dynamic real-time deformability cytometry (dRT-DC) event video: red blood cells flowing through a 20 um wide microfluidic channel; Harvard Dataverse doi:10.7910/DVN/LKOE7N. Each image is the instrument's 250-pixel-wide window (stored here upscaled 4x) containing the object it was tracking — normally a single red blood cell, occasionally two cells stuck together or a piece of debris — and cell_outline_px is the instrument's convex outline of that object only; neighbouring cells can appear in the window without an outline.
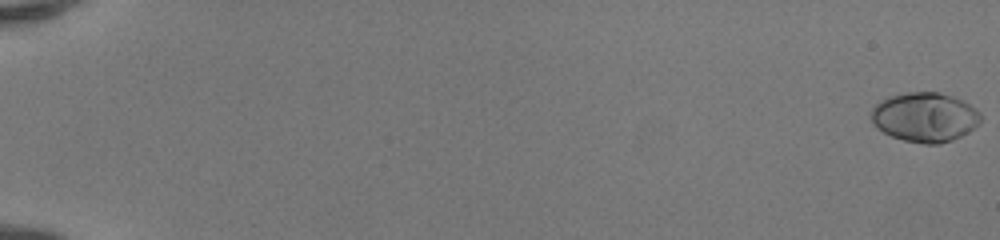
{"species": "human", "species_latin": "Homo sapiens", "temperature_condition": "room temperature", "stored_images_in_passage": 52, "camera_frame_rate_fps": 3000, "um_per_image_px": 0.085, "donor": {"sex": "female"}, "frame": {"image": 1, "passage_image": 1, "time_ms": 0.0, "image_size_px": [1000, 240], "cell_outline_px": [[980, 124], [968, 132], [952, 140], [940, 144], [924, 144], [904, 140], [892, 136], [876, 128], [872, 124], [872, 108], [880, 100], [888, 96], [908, 92], [940, 92], [952, 96], [976, 108], [980, 112]], "centroid_in_image_um": [78.6, 9.96], "position_along_channel_um": 6.4, "area_um2": 31.62}}
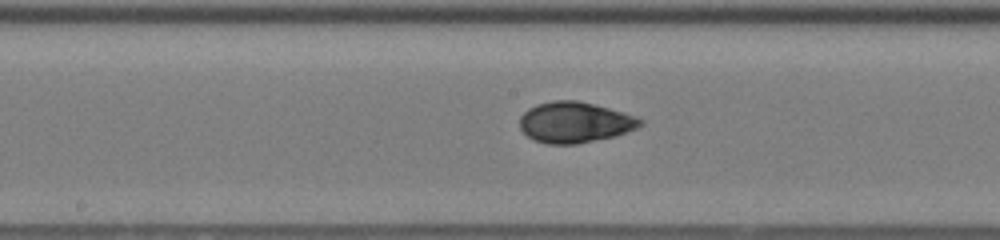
{"frame": {"image": 2, "passage_image": 30, "time_ms": 9.667, "image_size_px": [1000, 240], "cell_outline_px": [[644, 124], [636, 128], [612, 136], [576, 144], [548, 144], [532, 140], [520, 128], [520, 116], [528, 108], [536, 104], [552, 100], [576, 100], [608, 108], [636, 116], [644, 120]], "centroid_in_image_um": [48.82, 10.39], "position_along_channel_um": 199.4, "area_um2": 28.5}}
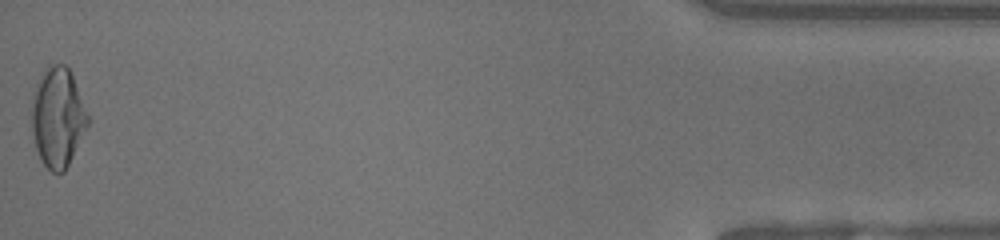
{"frame": {"image": 3, "passage_image": 52, "time_ms": 17.0, "image_size_px": [1000, 240], "cell_outline_px": [[92, 120], [64, 172], [52, 172], [40, 160], [36, 148], [32, 132], [32, 100], [36, 88], [44, 68], [48, 64], [64, 64], [72, 72]], "centroid_in_image_um": [4.95, 9.95], "position_along_channel_um": 430.2, "area_um2": 33.0}, "authors_computed_cell_mechanics": {"area_um2": 28.6977, "velocity_mm_per_s": 4.2165, "shape_relaxation_time_tau1_ms": 4.6875, "shape_relaxation_time_tau2_ms": 0.8445, "deformation_change_tau1": 0.2207, "deformation_change_tau2": 0.0452}}